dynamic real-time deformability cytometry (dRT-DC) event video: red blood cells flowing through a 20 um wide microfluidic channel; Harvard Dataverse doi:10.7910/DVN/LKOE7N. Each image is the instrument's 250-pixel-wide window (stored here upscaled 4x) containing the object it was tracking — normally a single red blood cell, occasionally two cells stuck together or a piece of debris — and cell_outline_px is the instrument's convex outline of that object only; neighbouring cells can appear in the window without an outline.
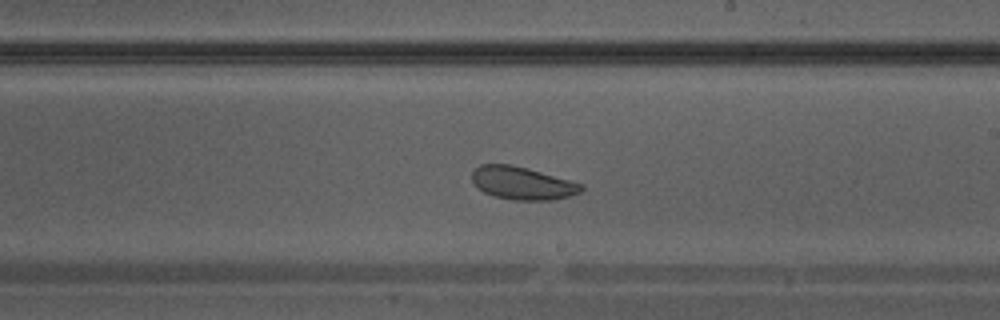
{"species": "Egyptian fruit bat (a non-hibernating species)", "species_latin": "Rousettus aegyptiacus", "temperature_condition": "warm", "stored_images_in_passage": 29, "camera_frame_rate_fps": 3000, "um_per_image_px": 0.085, "animal": {"sex": "male"}, "frame": {"image": 1, "passage_image": 13, "time_ms": 4.0, "image_size_px": [1000, 320], "cell_outline_px": [[584, 188], [580, 192], [568, 196], [552, 200], [512, 200], [496, 196], [484, 192], [472, 180], [472, 172], [480, 164], [508, 164], [528, 168], [584, 184]], "centroid_in_image_um": [44.42, 15.56], "position_along_channel_um": 244.6, "area_um2": 20.75}}